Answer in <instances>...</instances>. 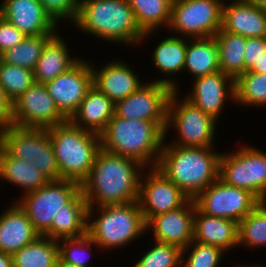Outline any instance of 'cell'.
Wrapping results in <instances>:
<instances>
[{"label": "cell", "instance_id": "obj_1", "mask_svg": "<svg viewBox=\"0 0 266 267\" xmlns=\"http://www.w3.org/2000/svg\"><path fill=\"white\" fill-rule=\"evenodd\" d=\"M143 168L146 170L135 159L100 149L88 177L81 184L88 207L138 201Z\"/></svg>", "mask_w": 266, "mask_h": 267}, {"label": "cell", "instance_id": "obj_2", "mask_svg": "<svg viewBox=\"0 0 266 267\" xmlns=\"http://www.w3.org/2000/svg\"><path fill=\"white\" fill-rule=\"evenodd\" d=\"M214 147H183L164 140L156 168L190 199L219 178L222 153Z\"/></svg>", "mask_w": 266, "mask_h": 267}, {"label": "cell", "instance_id": "obj_3", "mask_svg": "<svg viewBox=\"0 0 266 267\" xmlns=\"http://www.w3.org/2000/svg\"><path fill=\"white\" fill-rule=\"evenodd\" d=\"M72 24L101 41L125 46L140 44L144 36L127 0H79Z\"/></svg>", "mask_w": 266, "mask_h": 267}, {"label": "cell", "instance_id": "obj_4", "mask_svg": "<svg viewBox=\"0 0 266 267\" xmlns=\"http://www.w3.org/2000/svg\"><path fill=\"white\" fill-rule=\"evenodd\" d=\"M164 140L165 131L156 122L115 114L100 134L102 150L135 159L146 169L157 166Z\"/></svg>", "mask_w": 266, "mask_h": 267}, {"label": "cell", "instance_id": "obj_5", "mask_svg": "<svg viewBox=\"0 0 266 267\" xmlns=\"http://www.w3.org/2000/svg\"><path fill=\"white\" fill-rule=\"evenodd\" d=\"M61 179L82 184L101 149L100 135L75 126L70 120L47 128Z\"/></svg>", "mask_w": 266, "mask_h": 267}, {"label": "cell", "instance_id": "obj_6", "mask_svg": "<svg viewBox=\"0 0 266 267\" xmlns=\"http://www.w3.org/2000/svg\"><path fill=\"white\" fill-rule=\"evenodd\" d=\"M94 210L97 211H95L98 214L97 219L93 216ZM144 233H146V223L138 201L120 205L88 207L87 234L103 250H116V248L128 246Z\"/></svg>", "mask_w": 266, "mask_h": 267}, {"label": "cell", "instance_id": "obj_7", "mask_svg": "<svg viewBox=\"0 0 266 267\" xmlns=\"http://www.w3.org/2000/svg\"><path fill=\"white\" fill-rule=\"evenodd\" d=\"M3 149L15 158L33 164L49 180H61L47 128L0 127Z\"/></svg>", "mask_w": 266, "mask_h": 267}, {"label": "cell", "instance_id": "obj_8", "mask_svg": "<svg viewBox=\"0 0 266 267\" xmlns=\"http://www.w3.org/2000/svg\"><path fill=\"white\" fill-rule=\"evenodd\" d=\"M179 95L180 92L172 91L167 105L165 139L171 126L174 127L176 135L178 132L176 136L178 138L168 144L183 147H214L218 121L185 97L182 100L177 99Z\"/></svg>", "mask_w": 266, "mask_h": 267}, {"label": "cell", "instance_id": "obj_9", "mask_svg": "<svg viewBox=\"0 0 266 267\" xmlns=\"http://www.w3.org/2000/svg\"><path fill=\"white\" fill-rule=\"evenodd\" d=\"M174 79L159 78L144 83L135 92L115 103L114 114L126 119L154 121L165 131L170 95L172 91L179 92L180 89Z\"/></svg>", "mask_w": 266, "mask_h": 267}, {"label": "cell", "instance_id": "obj_10", "mask_svg": "<svg viewBox=\"0 0 266 267\" xmlns=\"http://www.w3.org/2000/svg\"><path fill=\"white\" fill-rule=\"evenodd\" d=\"M81 191V184L72 180H49L44 186L23 194L17 200L35 230L44 236L61 210Z\"/></svg>", "mask_w": 266, "mask_h": 267}, {"label": "cell", "instance_id": "obj_11", "mask_svg": "<svg viewBox=\"0 0 266 267\" xmlns=\"http://www.w3.org/2000/svg\"><path fill=\"white\" fill-rule=\"evenodd\" d=\"M219 178L252 192L261 202L266 201V153L247 144L238 147L237 152H222Z\"/></svg>", "mask_w": 266, "mask_h": 267}, {"label": "cell", "instance_id": "obj_12", "mask_svg": "<svg viewBox=\"0 0 266 267\" xmlns=\"http://www.w3.org/2000/svg\"><path fill=\"white\" fill-rule=\"evenodd\" d=\"M223 3L222 0H172L168 28L188 39L214 37L222 27Z\"/></svg>", "mask_w": 266, "mask_h": 267}, {"label": "cell", "instance_id": "obj_13", "mask_svg": "<svg viewBox=\"0 0 266 267\" xmlns=\"http://www.w3.org/2000/svg\"><path fill=\"white\" fill-rule=\"evenodd\" d=\"M194 202L202 213L239 223L261 201L252 192L231 186L218 178L199 193Z\"/></svg>", "mask_w": 266, "mask_h": 267}, {"label": "cell", "instance_id": "obj_14", "mask_svg": "<svg viewBox=\"0 0 266 267\" xmlns=\"http://www.w3.org/2000/svg\"><path fill=\"white\" fill-rule=\"evenodd\" d=\"M45 84L34 83L12 102L10 124L23 128H49L66 122Z\"/></svg>", "mask_w": 266, "mask_h": 267}, {"label": "cell", "instance_id": "obj_15", "mask_svg": "<svg viewBox=\"0 0 266 267\" xmlns=\"http://www.w3.org/2000/svg\"><path fill=\"white\" fill-rule=\"evenodd\" d=\"M147 170V174L141 175L138 197L145 223L156 215L180 208L190 199L156 167Z\"/></svg>", "mask_w": 266, "mask_h": 267}, {"label": "cell", "instance_id": "obj_16", "mask_svg": "<svg viewBox=\"0 0 266 267\" xmlns=\"http://www.w3.org/2000/svg\"><path fill=\"white\" fill-rule=\"evenodd\" d=\"M45 86L60 113L70 120L87 91L93 86L91 62L79 59L66 72L47 82Z\"/></svg>", "mask_w": 266, "mask_h": 267}, {"label": "cell", "instance_id": "obj_17", "mask_svg": "<svg viewBox=\"0 0 266 267\" xmlns=\"http://www.w3.org/2000/svg\"><path fill=\"white\" fill-rule=\"evenodd\" d=\"M195 207L194 199H189L176 210L156 215L146 223V231L152 229L154 241L183 250L193 241Z\"/></svg>", "mask_w": 266, "mask_h": 267}, {"label": "cell", "instance_id": "obj_18", "mask_svg": "<svg viewBox=\"0 0 266 267\" xmlns=\"http://www.w3.org/2000/svg\"><path fill=\"white\" fill-rule=\"evenodd\" d=\"M0 16L26 36L55 35L59 24L39 0H4Z\"/></svg>", "mask_w": 266, "mask_h": 267}, {"label": "cell", "instance_id": "obj_19", "mask_svg": "<svg viewBox=\"0 0 266 267\" xmlns=\"http://www.w3.org/2000/svg\"><path fill=\"white\" fill-rule=\"evenodd\" d=\"M191 86L192 93L184 97L217 121L226 100L235 101V80L221 70L194 78Z\"/></svg>", "mask_w": 266, "mask_h": 267}, {"label": "cell", "instance_id": "obj_20", "mask_svg": "<svg viewBox=\"0 0 266 267\" xmlns=\"http://www.w3.org/2000/svg\"><path fill=\"white\" fill-rule=\"evenodd\" d=\"M127 62L112 60L100 69L91 64L93 85L114 103L135 92L143 81Z\"/></svg>", "mask_w": 266, "mask_h": 267}, {"label": "cell", "instance_id": "obj_21", "mask_svg": "<svg viewBox=\"0 0 266 267\" xmlns=\"http://www.w3.org/2000/svg\"><path fill=\"white\" fill-rule=\"evenodd\" d=\"M221 29L246 38L266 37V8L240 0L223 3Z\"/></svg>", "mask_w": 266, "mask_h": 267}, {"label": "cell", "instance_id": "obj_22", "mask_svg": "<svg viewBox=\"0 0 266 267\" xmlns=\"http://www.w3.org/2000/svg\"><path fill=\"white\" fill-rule=\"evenodd\" d=\"M40 234L18 203L12 204L0 215V251L13 255Z\"/></svg>", "mask_w": 266, "mask_h": 267}, {"label": "cell", "instance_id": "obj_23", "mask_svg": "<svg viewBox=\"0 0 266 267\" xmlns=\"http://www.w3.org/2000/svg\"><path fill=\"white\" fill-rule=\"evenodd\" d=\"M193 241L216 246L227 252L238 247V223L207 215L195 207Z\"/></svg>", "mask_w": 266, "mask_h": 267}, {"label": "cell", "instance_id": "obj_24", "mask_svg": "<svg viewBox=\"0 0 266 267\" xmlns=\"http://www.w3.org/2000/svg\"><path fill=\"white\" fill-rule=\"evenodd\" d=\"M114 107L115 103L93 85L70 121L75 126L100 135L114 116Z\"/></svg>", "mask_w": 266, "mask_h": 267}, {"label": "cell", "instance_id": "obj_25", "mask_svg": "<svg viewBox=\"0 0 266 267\" xmlns=\"http://www.w3.org/2000/svg\"><path fill=\"white\" fill-rule=\"evenodd\" d=\"M61 37L55 34L44 46L33 71L35 83L46 84L54 80L80 59L70 55L69 46Z\"/></svg>", "mask_w": 266, "mask_h": 267}, {"label": "cell", "instance_id": "obj_26", "mask_svg": "<svg viewBox=\"0 0 266 267\" xmlns=\"http://www.w3.org/2000/svg\"><path fill=\"white\" fill-rule=\"evenodd\" d=\"M87 211V201L80 191L65 205V209L54 216L51 229L44 236L58 241L85 235L87 233Z\"/></svg>", "mask_w": 266, "mask_h": 267}, {"label": "cell", "instance_id": "obj_27", "mask_svg": "<svg viewBox=\"0 0 266 267\" xmlns=\"http://www.w3.org/2000/svg\"><path fill=\"white\" fill-rule=\"evenodd\" d=\"M218 44L215 37L187 38L184 70L194 78L220 71Z\"/></svg>", "mask_w": 266, "mask_h": 267}, {"label": "cell", "instance_id": "obj_28", "mask_svg": "<svg viewBox=\"0 0 266 267\" xmlns=\"http://www.w3.org/2000/svg\"><path fill=\"white\" fill-rule=\"evenodd\" d=\"M0 179L24 189V194L38 190L49 181L33 164L10 156L4 149L0 158Z\"/></svg>", "mask_w": 266, "mask_h": 267}, {"label": "cell", "instance_id": "obj_29", "mask_svg": "<svg viewBox=\"0 0 266 267\" xmlns=\"http://www.w3.org/2000/svg\"><path fill=\"white\" fill-rule=\"evenodd\" d=\"M127 1L133 10L138 26L144 32L141 43L161 27H169L172 0Z\"/></svg>", "mask_w": 266, "mask_h": 267}, {"label": "cell", "instance_id": "obj_30", "mask_svg": "<svg viewBox=\"0 0 266 267\" xmlns=\"http://www.w3.org/2000/svg\"><path fill=\"white\" fill-rule=\"evenodd\" d=\"M214 37L218 44L220 70L236 80L246 72L244 68V52L247 38L222 29Z\"/></svg>", "mask_w": 266, "mask_h": 267}, {"label": "cell", "instance_id": "obj_31", "mask_svg": "<svg viewBox=\"0 0 266 267\" xmlns=\"http://www.w3.org/2000/svg\"><path fill=\"white\" fill-rule=\"evenodd\" d=\"M187 38L168 36L162 39L156 45L153 51V64L159 73L166 74L165 76L181 74L184 70L185 57L187 51ZM176 74V75H175Z\"/></svg>", "mask_w": 266, "mask_h": 267}, {"label": "cell", "instance_id": "obj_32", "mask_svg": "<svg viewBox=\"0 0 266 267\" xmlns=\"http://www.w3.org/2000/svg\"><path fill=\"white\" fill-rule=\"evenodd\" d=\"M14 267H55L58 260V241L39 236L13 255Z\"/></svg>", "mask_w": 266, "mask_h": 267}, {"label": "cell", "instance_id": "obj_33", "mask_svg": "<svg viewBox=\"0 0 266 267\" xmlns=\"http://www.w3.org/2000/svg\"><path fill=\"white\" fill-rule=\"evenodd\" d=\"M53 36H27L20 44L2 53L0 59L7 64L34 71L44 46Z\"/></svg>", "mask_w": 266, "mask_h": 267}, {"label": "cell", "instance_id": "obj_34", "mask_svg": "<svg viewBox=\"0 0 266 267\" xmlns=\"http://www.w3.org/2000/svg\"><path fill=\"white\" fill-rule=\"evenodd\" d=\"M259 248L266 245V201L260 202L238 223V246Z\"/></svg>", "mask_w": 266, "mask_h": 267}, {"label": "cell", "instance_id": "obj_35", "mask_svg": "<svg viewBox=\"0 0 266 267\" xmlns=\"http://www.w3.org/2000/svg\"><path fill=\"white\" fill-rule=\"evenodd\" d=\"M235 103L265 107L266 73L246 71L235 80Z\"/></svg>", "mask_w": 266, "mask_h": 267}, {"label": "cell", "instance_id": "obj_36", "mask_svg": "<svg viewBox=\"0 0 266 267\" xmlns=\"http://www.w3.org/2000/svg\"><path fill=\"white\" fill-rule=\"evenodd\" d=\"M34 83L32 70L7 64L0 59V84L11 102L21 96Z\"/></svg>", "mask_w": 266, "mask_h": 267}, {"label": "cell", "instance_id": "obj_37", "mask_svg": "<svg viewBox=\"0 0 266 267\" xmlns=\"http://www.w3.org/2000/svg\"><path fill=\"white\" fill-rule=\"evenodd\" d=\"M92 246L99 248V245L87 233L76 238H64L58 240V257L65 263L88 267L90 266L88 265L89 256L92 255L89 250Z\"/></svg>", "mask_w": 266, "mask_h": 267}, {"label": "cell", "instance_id": "obj_38", "mask_svg": "<svg viewBox=\"0 0 266 267\" xmlns=\"http://www.w3.org/2000/svg\"><path fill=\"white\" fill-rule=\"evenodd\" d=\"M187 252L190 253L187 255ZM223 254L225 251L219 247L192 241L182 250L181 267H218ZM185 256L187 258H184Z\"/></svg>", "mask_w": 266, "mask_h": 267}, {"label": "cell", "instance_id": "obj_39", "mask_svg": "<svg viewBox=\"0 0 266 267\" xmlns=\"http://www.w3.org/2000/svg\"><path fill=\"white\" fill-rule=\"evenodd\" d=\"M133 267H181L182 249L162 242H154Z\"/></svg>", "mask_w": 266, "mask_h": 267}, {"label": "cell", "instance_id": "obj_40", "mask_svg": "<svg viewBox=\"0 0 266 267\" xmlns=\"http://www.w3.org/2000/svg\"><path fill=\"white\" fill-rule=\"evenodd\" d=\"M45 10L59 24L67 20L73 23L76 19L79 0H39Z\"/></svg>", "mask_w": 266, "mask_h": 267}, {"label": "cell", "instance_id": "obj_41", "mask_svg": "<svg viewBox=\"0 0 266 267\" xmlns=\"http://www.w3.org/2000/svg\"><path fill=\"white\" fill-rule=\"evenodd\" d=\"M27 36L0 16V55L20 44Z\"/></svg>", "mask_w": 266, "mask_h": 267}, {"label": "cell", "instance_id": "obj_42", "mask_svg": "<svg viewBox=\"0 0 266 267\" xmlns=\"http://www.w3.org/2000/svg\"><path fill=\"white\" fill-rule=\"evenodd\" d=\"M266 53V37L247 38L244 52V68L250 71Z\"/></svg>", "mask_w": 266, "mask_h": 267}, {"label": "cell", "instance_id": "obj_43", "mask_svg": "<svg viewBox=\"0 0 266 267\" xmlns=\"http://www.w3.org/2000/svg\"><path fill=\"white\" fill-rule=\"evenodd\" d=\"M12 118V102L8 99L0 84V127L10 124Z\"/></svg>", "mask_w": 266, "mask_h": 267}, {"label": "cell", "instance_id": "obj_44", "mask_svg": "<svg viewBox=\"0 0 266 267\" xmlns=\"http://www.w3.org/2000/svg\"><path fill=\"white\" fill-rule=\"evenodd\" d=\"M0 267H14L11 254L0 251Z\"/></svg>", "mask_w": 266, "mask_h": 267}, {"label": "cell", "instance_id": "obj_45", "mask_svg": "<svg viewBox=\"0 0 266 267\" xmlns=\"http://www.w3.org/2000/svg\"><path fill=\"white\" fill-rule=\"evenodd\" d=\"M255 73H266V53L263 54L262 58L254 65L250 70Z\"/></svg>", "mask_w": 266, "mask_h": 267}, {"label": "cell", "instance_id": "obj_46", "mask_svg": "<svg viewBox=\"0 0 266 267\" xmlns=\"http://www.w3.org/2000/svg\"><path fill=\"white\" fill-rule=\"evenodd\" d=\"M240 1L252 4L257 7L266 8V0H240Z\"/></svg>", "mask_w": 266, "mask_h": 267}, {"label": "cell", "instance_id": "obj_47", "mask_svg": "<svg viewBox=\"0 0 266 267\" xmlns=\"http://www.w3.org/2000/svg\"><path fill=\"white\" fill-rule=\"evenodd\" d=\"M55 267H79L73 264H69V263H65L63 261H61L59 258L55 264Z\"/></svg>", "mask_w": 266, "mask_h": 267}, {"label": "cell", "instance_id": "obj_48", "mask_svg": "<svg viewBox=\"0 0 266 267\" xmlns=\"http://www.w3.org/2000/svg\"><path fill=\"white\" fill-rule=\"evenodd\" d=\"M2 150H3V144H2V138L0 135V158H1Z\"/></svg>", "mask_w": 266, "mask_h": 267}, {"label": "cell", "instance_id": "obj_49", "mask_svg": "<svg viewBox=\"0 0 266 267\" xmlns=\"http://www.w3.org/2000/svg\"><path fill=\"white\" fill-rule=\"evenodd\" d=\"M239 267H262V265H261V266H260V265H258V266H256V265H255V266H254V265H252V266H249V265H248V266H247V265H246V266H243V265H242V266H241V265H240Z\"/></svg>", "mask_w": 266, "mask_h": 267}]
</instances>
